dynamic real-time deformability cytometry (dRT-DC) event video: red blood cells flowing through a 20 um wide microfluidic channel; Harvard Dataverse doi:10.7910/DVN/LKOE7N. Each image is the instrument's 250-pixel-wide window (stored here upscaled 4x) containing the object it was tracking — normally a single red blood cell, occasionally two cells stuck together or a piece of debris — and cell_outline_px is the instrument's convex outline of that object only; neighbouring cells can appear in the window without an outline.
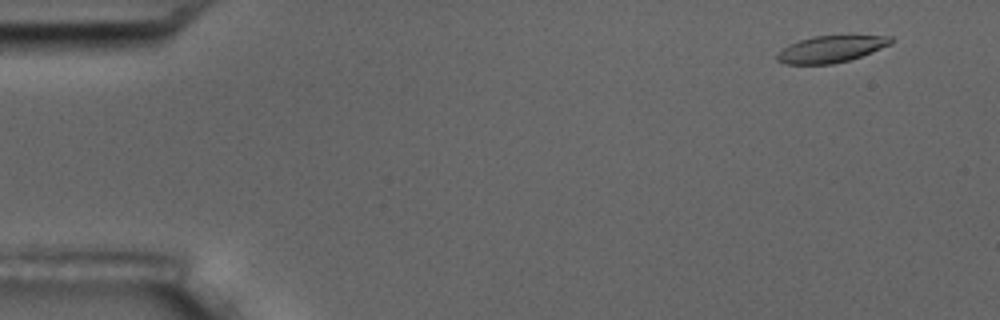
{"species": "common noctule bat (a hibernating species)", "species_latin": "Nyctalus noctula", "temperature_condition": "room temperature", "stored_images_in_passage": 6, "camera_frame_rate_fps": 3000, "um_per_image_px": 0.085, "animal": {"sex": "male", "body_mass_g": 17.5, "forearm_length_mm": 52.3}, "frame": {"image": 1, "passage_image": 2, "time_ms": 1.0, "image_size_px": [1000, 320], "cell_outline_px": [[896, 40], [892, 44], [860, 56], [848, 60], [832, 64], [784, 64], [776, 60], [776, 56], [788, 44], [812, 36], [852, 32], [892, 36]], "centroid_in_image_um": [70.75, 4.09], "position_along_channel_um": 14.3, "area_um2": 18.73}}
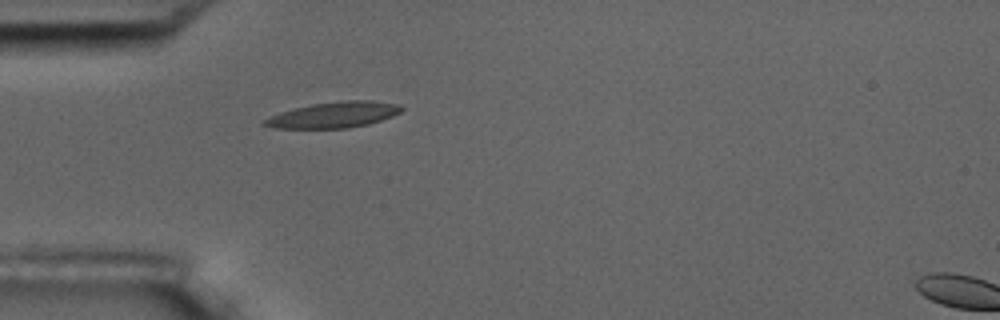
{"frame": {"image": 2, "passage_image": 5, "time_ms": 5.333, "image_size_px": [1000, 320], "cell_outline_px": [[404, 108], [400, 112], [392, 116], [368, 124], [348, 128], [276, 128], [260, 124], [264, 120], [280, 112], [312, 104], [344, 100], [372, 100], [396, 104]], "centroid_in_image_um": [28.38, 9.76], "position_along_channel_um": 56.6, "area_um2": 20.4}}